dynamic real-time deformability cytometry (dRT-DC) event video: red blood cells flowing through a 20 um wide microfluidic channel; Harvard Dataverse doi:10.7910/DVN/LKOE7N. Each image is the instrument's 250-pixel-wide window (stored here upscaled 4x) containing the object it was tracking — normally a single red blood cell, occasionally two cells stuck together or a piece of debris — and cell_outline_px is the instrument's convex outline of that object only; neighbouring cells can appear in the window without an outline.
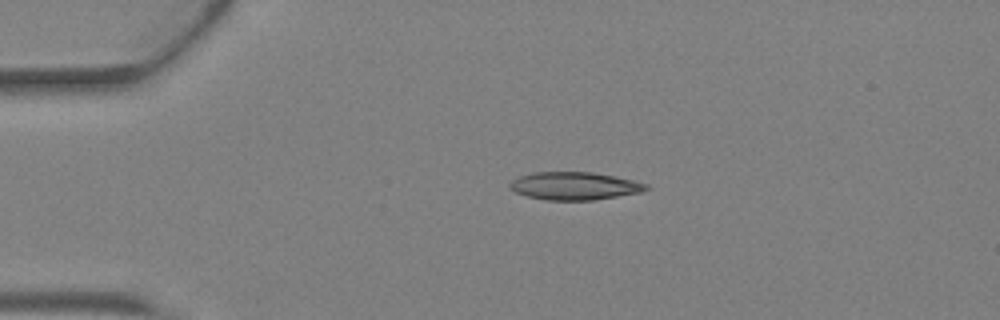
{"species": "Egyptian fruit bat (a non-hibernating species)", "species_latin": "Rousettus aegyptiacus", "temperature_condition": "warm", "stored_images_in_passage": 2, "camera_frame_rate_fps": 3000, "um_per_image_px": 0.085, "animal": {"sex": "female"}, "frame": {"image": 1, "passage_image": 1, "time_ms": 0.0, "image_size_px": [1000, 320], "cell_outline_px": [[652, 188], [640, 192], [592, 200], [544, 200], [528, 196], [516, 192], [508, 188], [508, 184], [512, 180], [520, 176], [532, 172], [592, 172], [632, 180], [648, 184]], "centroid_in_image_um": [48.8, 15.8], "position_along_channel_um": 36.2, "area_um2": 22.02}}